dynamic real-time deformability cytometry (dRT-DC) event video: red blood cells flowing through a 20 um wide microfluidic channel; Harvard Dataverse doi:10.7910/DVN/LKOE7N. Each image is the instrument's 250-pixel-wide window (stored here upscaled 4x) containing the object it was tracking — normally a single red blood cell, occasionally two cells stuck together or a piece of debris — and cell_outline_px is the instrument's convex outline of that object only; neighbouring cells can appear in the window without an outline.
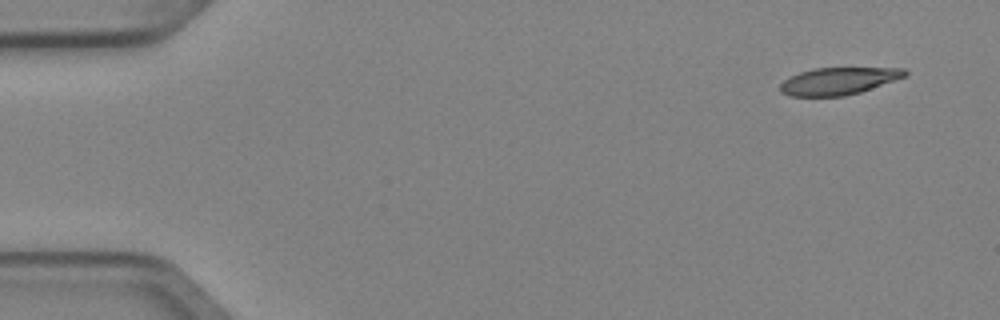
{"species": "Egyptian fruit bat (a non-hibernating species)", "species_latin": "Rousettus aegyptiacus", "temperature_condition": "cold", "stored_images_in_passage": 5, "camera_frame_rate_fps": 3000, "um_per_image_px": 0.085, "animal": {"sex": "female"}, "frame": {"image": 1, "passage_image": 1, "time_ms": 0.0, "image_size_px": [1000, 320], "cell_outline_px": [[908, 72], [904, 76], [860, 92], [844, 96], [788, 96], [780, 92], [780, 84], [784, 80], [800, 72], [812, 68], [904, 68]], "centroid_in_image_um": [71.21, 6.89], "position_along_channel_um": 13.8, "area_um2": 19.54}}
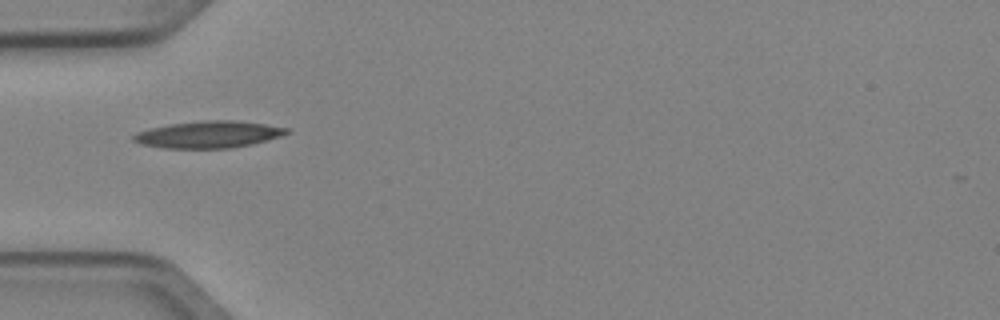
{"frame": {"image": 2, "passage_image": 4, "time_ms": 1.0, "image_size_px": [1000, 320], "cell_outline_px": [[292, 132], [280, 136], [252, 144], [232, 148], [164, 148], [140, 144], [132, 140], [132, 136], [136, 132], [148, 128], [168, 124], [200, 120], [236, 120], [292, 128]], "centroid_in_image_um": [17.72, 11.42], "position_along_channel_um": 67.3, "area_um2": 24.33}}
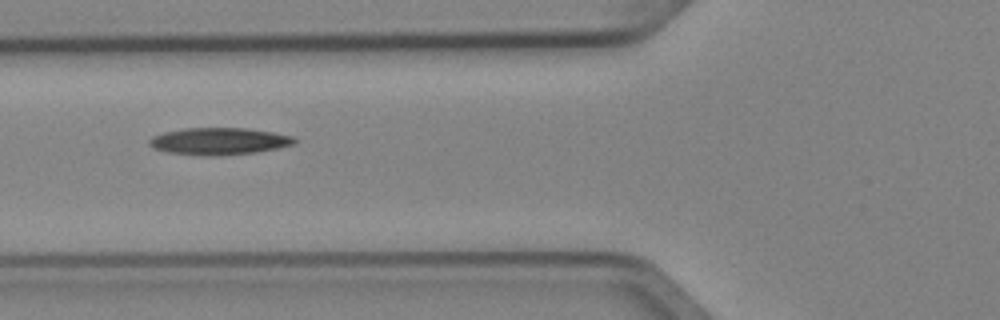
{"frame": {"image": 3, "passage_image": 5, "time_ms": 1.333, "image_size_px": [1000, 320], "cell_outline_px": [[296, 144], [256, 152], [220, 156], [208, 156], [168, 152], [152, 148], [148, 144], [148, 140], [152, 136], [164, 132], [184, 128], [248, 128], [272, 132], [292, 136], [296, 140]], "centroid_in_image_um": [18.59, 12.0], "position_along_channel_um": 107.2, "area_um2": 22.95}}